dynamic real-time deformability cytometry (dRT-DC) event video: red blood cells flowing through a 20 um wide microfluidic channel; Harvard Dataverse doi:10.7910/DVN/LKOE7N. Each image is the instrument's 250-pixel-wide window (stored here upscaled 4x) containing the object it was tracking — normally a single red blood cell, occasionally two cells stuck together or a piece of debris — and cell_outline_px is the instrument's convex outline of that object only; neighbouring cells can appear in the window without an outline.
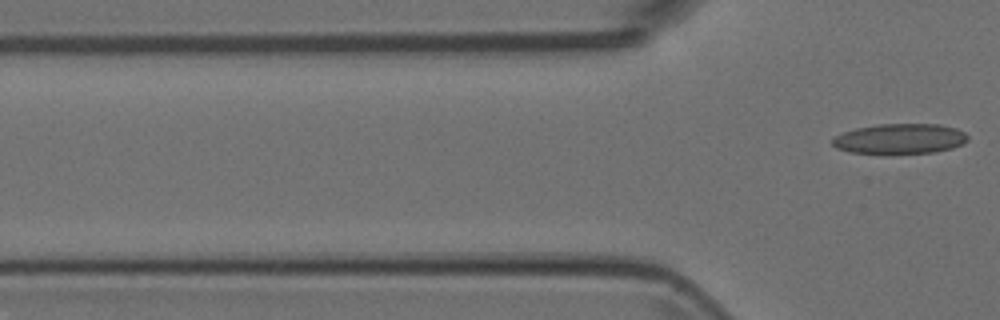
{"species": "Egyptian fruit bat (a non-hibernating species)", "species_latin": "Rousettus aegyptiacus", "temperature_condition": "room temperature", "stored_images_in_passage": 5, "camera_frame_rate_fps": 3000, "um_per_image_px": 0.085, "animal": {"sex": "female"}, "frame": {"image": 1, "passage_image": 5, "time_ms": 1.333, "image_size_px": [1000, 320], "cell_outline_px": [[968, 140], [964, 144], [952, 148], [936, 152], [848, 152], [836, 148], [832, 144], [832, 140], [836, 136], [844, 132], [856, 128], [880, 124], [940, 124], [956, 128], [964, 132], [968, 136]], "centroid_in_image_um": [76.54, 11.77], "position_along_channel_um": 49.3, "area_um2": 23.41}}